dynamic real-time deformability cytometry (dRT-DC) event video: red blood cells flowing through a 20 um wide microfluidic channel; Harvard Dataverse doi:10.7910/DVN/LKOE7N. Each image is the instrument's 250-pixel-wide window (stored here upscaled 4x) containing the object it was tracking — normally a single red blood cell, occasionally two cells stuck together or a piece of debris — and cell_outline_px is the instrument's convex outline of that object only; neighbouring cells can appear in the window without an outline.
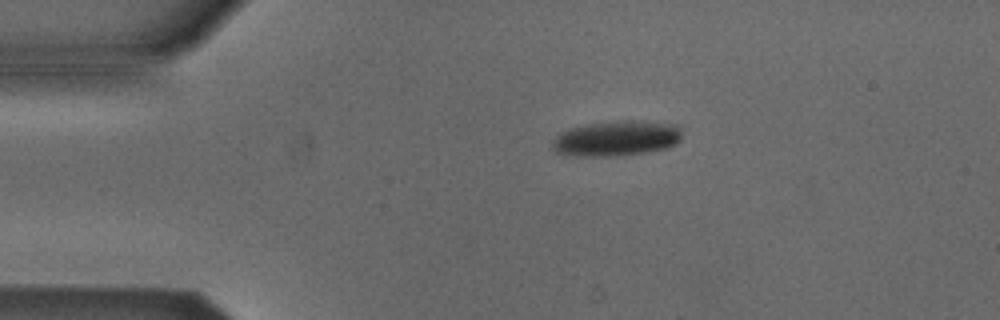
{"species": "Egyptian fruit bat (a non-hibernating species)", "species_latin": "Rousettus aegyptiacus", "temperature_condition": "cold", "stored_images_in_passage": 2, "camera_frame_rate_fps": 3000, "um_per_image_px": 0.085, "animal": {"sex": "male"}, "frame": {"image": 1, "passage_image": 1, "time_ms": 0.0, "image_size_px": [1000, 320], "cell_outline_px": [[680, 140], [668, 148], [644, 152], [616, 156], [576, 156], [556, 152], [552, 148], [552, 140], [560, 132], [572, 128], [588, 124], [620, 120], [632, 120], [680, 124]], "centroid_in_image_um": [52.41, 11.76], "position_along_channel_um": 32.6, "area_um2": 26.7}}